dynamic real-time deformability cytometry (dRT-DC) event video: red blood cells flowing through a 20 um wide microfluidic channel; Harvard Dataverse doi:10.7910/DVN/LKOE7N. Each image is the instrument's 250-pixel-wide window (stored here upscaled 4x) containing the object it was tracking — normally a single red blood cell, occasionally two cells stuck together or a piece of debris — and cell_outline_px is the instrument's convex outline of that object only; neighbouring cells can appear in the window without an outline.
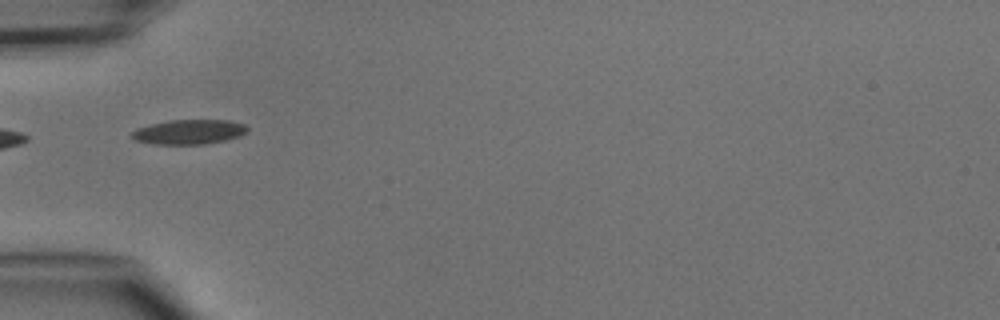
{"species": "common noctule bat (a hibernating species)", "species_latin": "Nyctalus noctula", "temperature_condition": "cold", "stored_images_in_passage": 2, "camera_frame_rate_fps": 3000, "um_per_image_px": 0.085, "animal": {"sex": "male", "body_mass_g": 15.6}, "frame": {"image": 1, "passage_image": 1, "time_ms": 0.0, "image_size_px": [1000, 320], "cell_outline_px": [[248, 132], [240, 136], [224, 140], [204, 144], [152, 144], [136, 140], [132, 136], [132, 132], [136, 128], [168, 120], [228, 120], [244, 124], [248, 128]], "centroid_in_image_um": [16.08, 11.21], "position_along_channel_um": 68.9, "area_um2": 16.53}}